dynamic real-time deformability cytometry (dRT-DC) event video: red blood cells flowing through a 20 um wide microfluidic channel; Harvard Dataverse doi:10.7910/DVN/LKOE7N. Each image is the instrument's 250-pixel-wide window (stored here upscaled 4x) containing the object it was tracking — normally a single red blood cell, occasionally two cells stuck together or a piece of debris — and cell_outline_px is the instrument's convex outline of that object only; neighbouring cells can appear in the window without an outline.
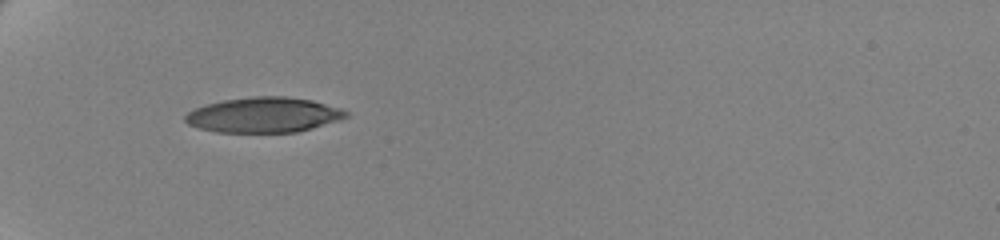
{"species": "human", "species_latin": "Homo sapiens", "temperature_condition": "cold", "stored_images_in_passage": 29, "camera_frame_rate_fps": 3000, "um_per_image_px": 0.085, "donor": {"sex": "female"}, "frame": {"image": 1, "passage_image": 1, "time_ms": 0.0, "image_size_px": [1000, 240], "cell_outline_px": [[348, 116], [340, 120], [312, 128], [296, 132], [216, 132], [200, 128], [188, 124], [184, 120], [184, 116], [188, 112], [196, 108], [208, 104], [224, 100], [252, 96], [284, 96], [312, 100], [340, 108], [348, 112]], "centroid_in_image_um": [22.42, 9.77], "position_along_channel_um": 62.6, "area_um2": 32.83}}
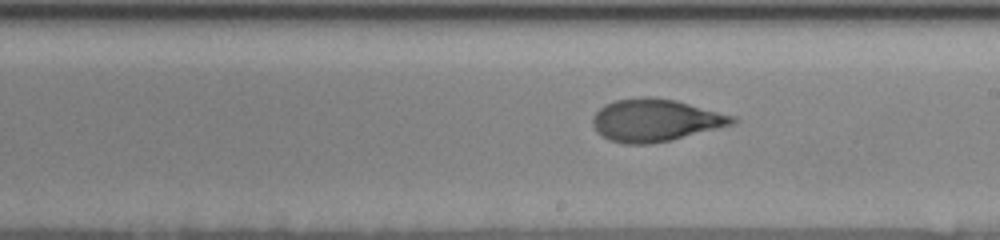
{"frame": {"image": 2, "passage_image": 17, "time_ms": 5.333, "image_size_px": [1000, 240], "cell_outline_px": [[736, 120], [732, 124], [672, 140], [648, 144], [624, 144], [608, 140], [596, 132], [592, 124], [592, 116], [604, 104], [616, 100], [640, 96], [652, 96], [676, 100], [736, 116]], "centroid_in_image_um": [55.66, 10.21], "position_along_channel_um": 233.3, "area_um2": 34.74}}
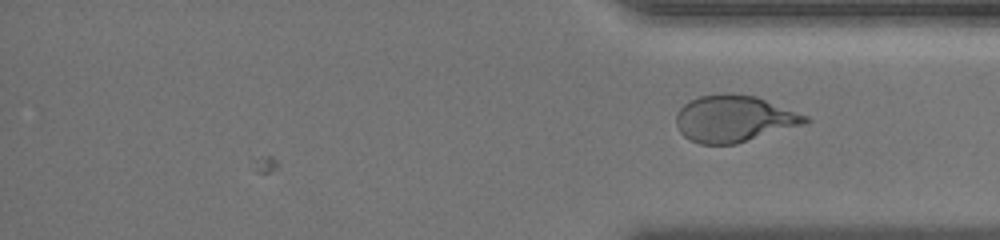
{"frame": {"image": 3, "passage_image": 29, "time_ms": 9.333, "image_size_px": [1000, 240], "cell_outline_px": [[812, 120], [804, 124], [736, 144], [700, 144], [688, 140], [680, 132], [676, 124], [676, 112], [684, 104], [700, 96], [724, 92], [728, 92], [756, 96], [808, 116]], "centroid_in_image_um": [62.37, 10.08], "position_along_channel_um": 372.8, "area_um2": 35.2}}